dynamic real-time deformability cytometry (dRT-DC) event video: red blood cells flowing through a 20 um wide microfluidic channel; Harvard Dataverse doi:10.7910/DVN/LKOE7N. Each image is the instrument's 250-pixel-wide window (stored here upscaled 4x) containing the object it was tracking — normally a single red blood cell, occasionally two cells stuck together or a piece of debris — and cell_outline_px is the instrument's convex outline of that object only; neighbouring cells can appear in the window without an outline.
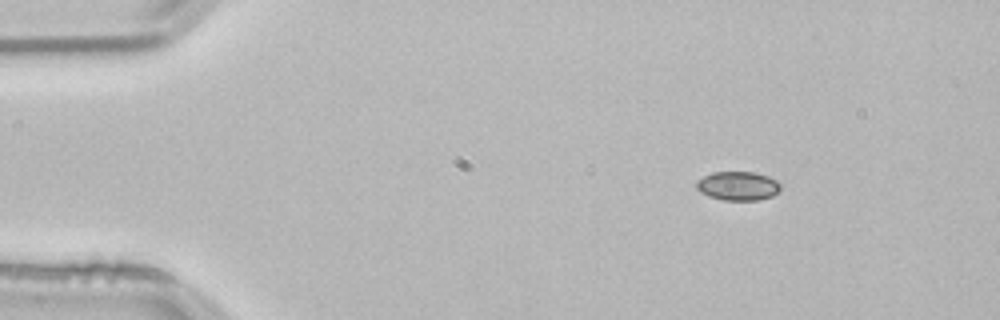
{"species": "common noctule bat (a hibernating species)", "species_latin": "Nyctalus noctula", "temperature_condition": "room temperature", "stored_images_in_passage": 47, "camera_frame_rate_fps": 3000, "um_per_image_px": 0.085, "animal": {"sex": "male", "body_mass_g": 21.5, "forearm_length_mm": 52.0}, "frame": {"image": 1, "passage_image": 1, "time_ms": 0.0, "image_size_px": [1000, 320], "cell_outline_px": [[780, 188], [772, 196], [760, 200], [724, 200], [708, 196], [700, 192], [696, 188], [696, 180], [712, 172], [756, 172], [768, 176], [776, 180], [780, 184]], "centroid_in_image_um": [62.7, 15.8], "position_along_channel_um": 22.3, "area_um2": 14.22}}
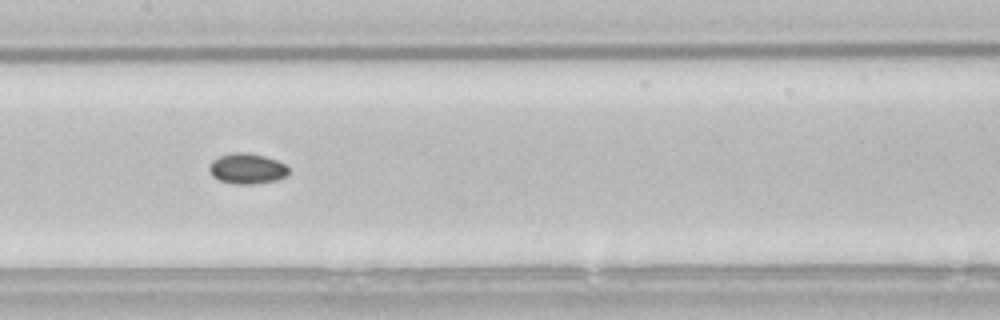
{"frame": {"image": 2, "passage_image": 20, "time_ms": 6.333, "image_size_px": [1000, 320], "cell_outline_px": [[288, 176], [276, 180], [252, 184], [236, 184], [220, 180], [212, 176], [208, 168], [212, 160], [220, 156], [232, 152], [248, 152], [264, 156], [276, 160], [284, 164], [288, 168]], "centroid_in_image_um": [20.99, 14.32], "position_along_channel_um": 186.4, "area_um2": 14.1}}
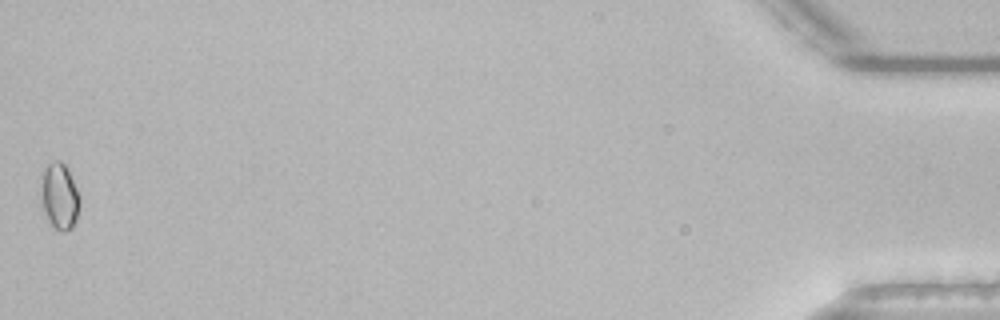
{"frame": {"image": 3, "passage_image": 47, "time_ms": 15.333, "image_size_px": [1000, 320], "cell_outline_px": [[80, 204], [76, 220], [72, 228], [64, 232], [60, 232], [48, 220], [44, 212], [40, 196], [40, 176], [48, 164], [56, 160], [60, 160], [64, 164], [80, 196]], "centroid_in_image_um": [5.03, 16.69], "position_along_channel_um": 430.2, "area_um2": 15.03}, "authors_computed_cell_mechanics": {"area_um2": 13.6986, "velocity_mm_per_s": 3.8144, "shape_relaxation_time_tau1_ms": null, "shape_relaxation_time_tau2_ms": 4.0161, "deformation_change_tau1": null, "deformation_change_tau2": 0.0387}}